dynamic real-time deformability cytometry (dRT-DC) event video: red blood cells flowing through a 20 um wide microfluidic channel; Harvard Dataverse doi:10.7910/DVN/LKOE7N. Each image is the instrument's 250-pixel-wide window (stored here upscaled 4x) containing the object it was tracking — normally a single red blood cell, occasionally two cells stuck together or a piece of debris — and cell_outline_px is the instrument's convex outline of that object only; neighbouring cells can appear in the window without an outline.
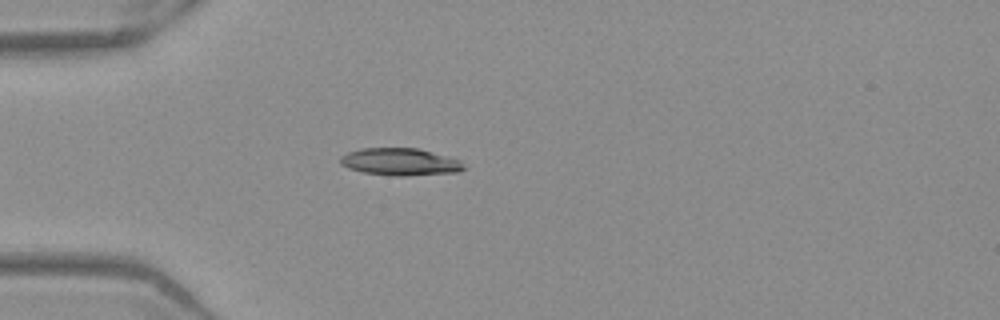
{"species": "Egyptian fruit bat (a non-hibernating species)", "species_latin": "Rousettus aegyptiacus", "temperature_condition": "warm", "stored_images_in_passage": 38, "camera_frame_rate_fps": 3000, "um_per_image_px": 0.085, "frame": {"image": 1, "passage_image": 1, "time_ms": 0.0, "image_size_px": [1000, 320], "cell_outline_px": [[468, 168], [456, 172], [404, 176], [392, 176], [364, 172], [348, 168], [340, 164], [340, 156], [348, 152], [360, 148], [416, 148], [448, 156], [460, 160]], "centroid_in_image_um": [34.01, 13.76], "position_along_channel_um": 51.0, "area_um2": 19.71}}
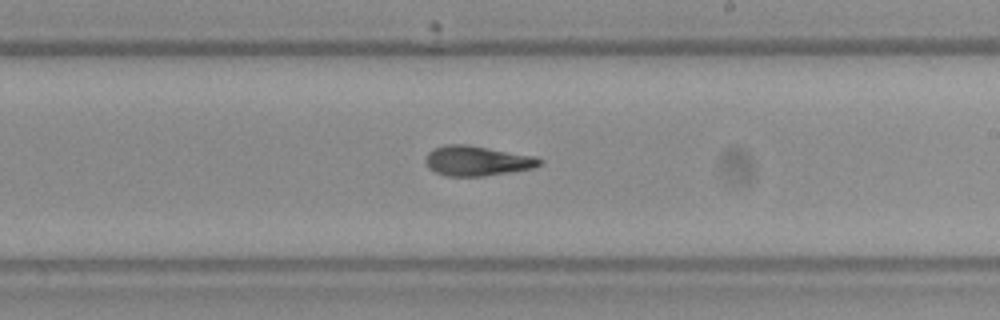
{"frame": {"image": 2, "passage_image": 17, "time_ms": 5.333, "image_size_px": [1000, 320], "cell_outline_px": [[544, 160], [540, 164], [532, 168], [484, 176], [444, 176], [428, 168], [424, 160], [428, 152], [432, 148], [444, 144], [468, 144], [536, 156]], "centroid_in_image_um": [40.51, 13.65], "position_along_channel_um": 248.5, "area_um2": 20.11}}
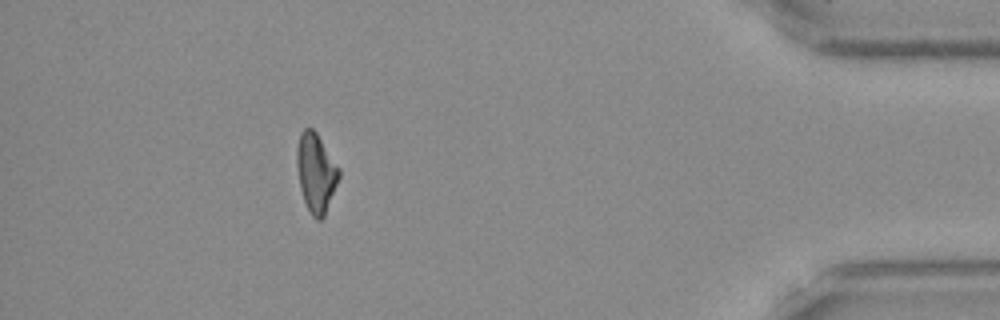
{"frame": {"image": 3, "passage_image": 33, "time_ms": 10.667, "image_size_px": [1000, 320], "cell_outline_px": [[340, 176], [324, 216], [320, 220], [316, 220], [312, 216], [304, 200], [300, 188], [296, 164], [296, 148], [300, 132], [304, 128], [312, 128], [316, 132], [340, 168]], "centroid_in_image_um": [26.85, 14.66], "position_along_channel_um": 408.4, "area_um2": 19.36}, "authors_computed_cell_mechanics": {"area_um2": 19.8832, "velocity_mm_per_s": 3.9389, "shape_relaxation_time_tau1_ms": 7.7728, "shape_relaxation_time_tau2_ms": 2.5474, "deformation_change_tau1": 0.2258, "deformation_change_tau2": 0.0987}}